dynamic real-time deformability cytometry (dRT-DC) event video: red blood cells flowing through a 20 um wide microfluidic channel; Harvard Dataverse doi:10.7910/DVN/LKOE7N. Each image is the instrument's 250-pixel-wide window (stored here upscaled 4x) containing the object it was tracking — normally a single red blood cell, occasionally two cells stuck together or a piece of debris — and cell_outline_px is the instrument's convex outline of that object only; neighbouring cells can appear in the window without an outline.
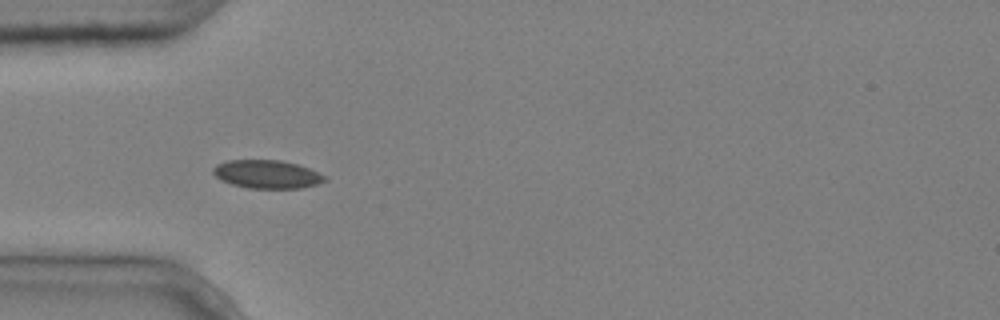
{"species": "common noctule bat (a hibernating species)", "species_latin": "Nyctalus noctula", "temperature_condition": "cold", "stored_images_in_passage": 2, "camera_frame_rate_fps": 3000, "um_per_image_px": 0.085, "animal": {"sex": "male", "body_mass_g": 20.4}, "frame": {"image": 1, "passage_image": 2, "time_ms": 0.333, "image_size_px": [1000, 320], "cell_outline_px": [[328, 180], [316, 184], [300, 188], [248, 188], [232, 184], [220, 180], [212, 172], [212, 168], [216, 164], [228, 160], [280, 160], [296, 164], [308, 168], [328, 176]], "centroid_in_image_um": [22.69, 14.81], "position_along_channel_um": 62.3, "area_um2": 18.44}}